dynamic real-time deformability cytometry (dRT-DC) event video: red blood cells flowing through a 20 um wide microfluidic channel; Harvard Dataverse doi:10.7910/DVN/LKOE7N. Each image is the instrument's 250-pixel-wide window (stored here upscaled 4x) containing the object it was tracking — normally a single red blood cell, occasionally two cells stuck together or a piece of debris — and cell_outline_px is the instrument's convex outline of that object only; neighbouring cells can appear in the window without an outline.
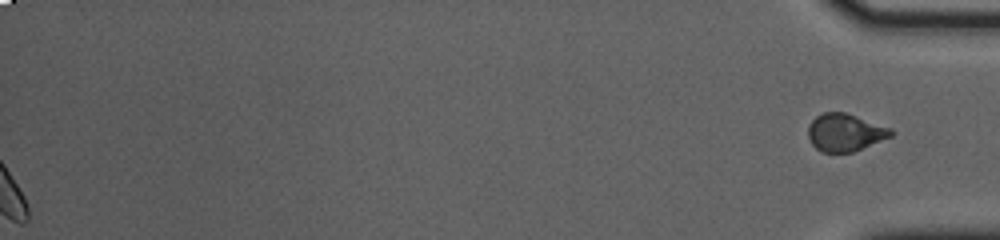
{"species": "common noctule bat (a hibernating species)", "species_latin": "Nyctalus noctula", "temperature_condition": "cold", "stored_images_in_passage": 45, "segment_of_instrument_passage": [2, 2], "camera_frame_rate_fps": 3000, "um_per_image_px": 0.085, "animal": {"sex": "female", "body_mass_g": 23.0, "forearm_length_mm": 53.4}, "frame": {"image": 1, "passage_image": 45, "time_ms": 14.667, "image_size_px": [1000, 240], "cell_outline_px": [[896, 132], [892, 136], [852, 152], [820, 152], [812, 144], [808, 136], [808, 124], [816, 116], [824, 112], [848, 112], [892, 128]], "centroid_in_image_um": [71.85, 11.24], "position_along_channel_um": 363.4, "area_um2": 18.38}}